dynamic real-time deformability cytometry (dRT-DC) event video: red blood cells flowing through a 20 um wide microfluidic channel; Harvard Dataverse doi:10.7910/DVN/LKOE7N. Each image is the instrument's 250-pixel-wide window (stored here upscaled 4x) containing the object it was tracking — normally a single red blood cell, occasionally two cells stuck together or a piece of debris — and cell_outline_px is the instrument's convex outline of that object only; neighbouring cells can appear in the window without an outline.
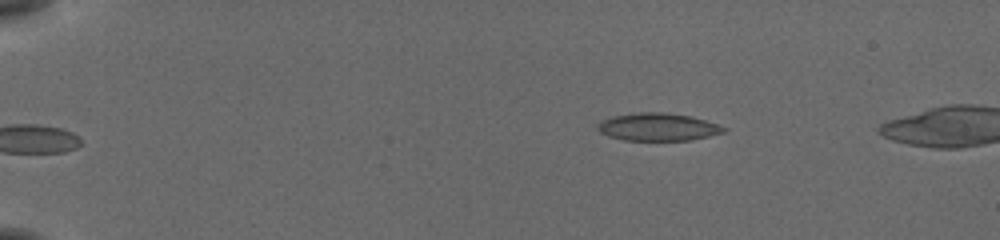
{"species": "common noctule bat (a hibernating species)", "species_latin": "Nyctalus noctula", "temperature_condition": "cold", "stored_images_in_passage": 46, "camera_frame_rate_fps": 3000, "um_per_image_px": 0.085, "animal": {"sex": "female", "body_mass_g": 19.5, "forearm_length_mm": 54.1}, "frame": {"image": 1, "passage_image": 1, "time_ms": 0.0, "image_size_px": [1000, 240], "cell_outline_px": [[728, 128], [724, 132], [708, 136], [688, 140], [624, 140], [608, 136], [600, 132], [596, 128], [604, 120], [616, 116], [640, 112], [660, 112], [688, 116], [704, 120]], "centroid_in_image_um": [55.93, 10.8], "position_along_channel_um": 29.1, "area_um2": 19.83}}
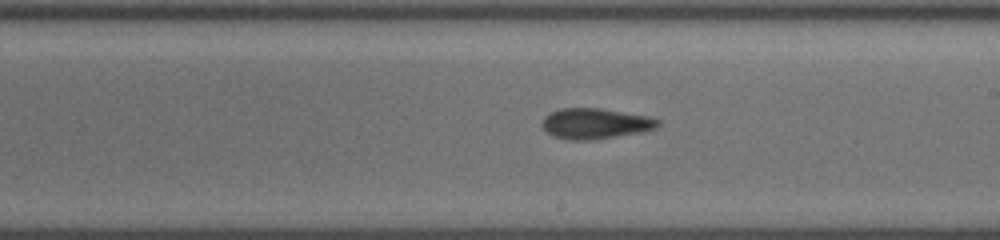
{"frame": {"image": 2, "passage_image": 25, "time_ms": 8.0, "image_size_px": [1000, 240], "cell_outline_px": [[660, 124], [656, 128], [644, 132], [592, 140], [568, 140], [556, 136], [548, 132], [540, 124], [544, 116], [560, 108], [600, 108], [652, 116], [660, 120]], "centroid_in_image_um": [50.65, 10.5], "position_along_channel_um": 238.3, "area_um2": 20.87}}
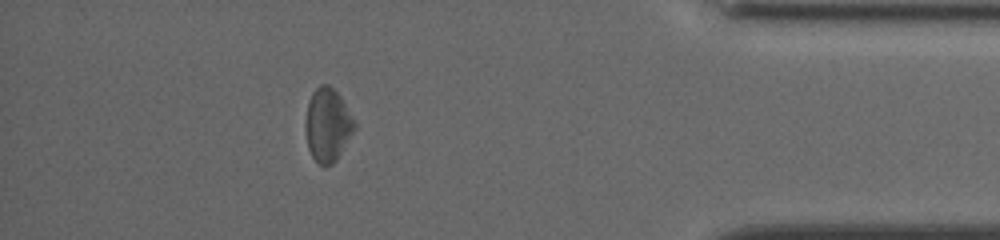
{"frame": {"image": 3, "passage_image": 41, "time_ms": 13.333, "image_size_px": [1000, 240], "cell_outline_px": [[356, 128], [336, 160], [332, 164], [320, 164], [312, 156], [308, 148], [304, 128], [304, 124], [308, 100], [312, 92], [320, 84], [328, 84], [340, 96], [356, 120]], "centroid_in_image_um": [27.84, 10.59], "position_along_channel_um": 407.4, "area_um2": 21.1}, "authors_computed_cell_mechanics": {"area_um2": 20.3456, "velocity_mm_per_s": 3.7871, "shape_relaxation_time_tau1_ms": 1.7591, "shape_relaxation_time_tau2_ms": 6.9153, "deformation_change_tau1": 0.0884, "deformation_change_tau2": 0.1666}}